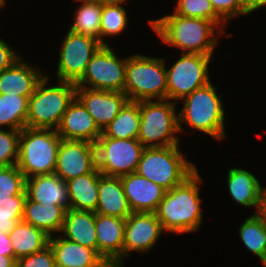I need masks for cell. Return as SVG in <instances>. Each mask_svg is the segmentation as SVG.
I'll return each instance as SVG.
<instances>
[{"instance_id": "obj_1", "label": "cell", "mask_w": 266, "mask_h": 267, "mask_svg": "<svg viewBox=\"0 0 266 267\" xmlns=\"http://www.w3.org/2000/svg\"><path fill=\"white\" fill-rule=\"evenodd\" d=\"M147 20L150 31L168 47L180 53L215 56L219 40L225 34L213 21L184 17L174 12Z\"/></svg>"}, {"instance_id": "obj_2", "label": "cell", "mask_w": 266, "mask_h": 267, "mask_svg": "<svg viewBox=\"0 0 266 267\" xmlns=\"http://www.w3.org/2000/svg\"><path fill=\"white\" fill-rule=\"evenodd\" d=\"M199 170L180 185L167 190L154 212L166 234H194L200 231L205 209L202 206L200 187L205 180Z\"/></svg>"}, {"instance_id": "obj_3", "label": "cell", "mask_w": 266, "mask_h": 267, "mask_svg": "<svg viewBox=\"0 0 266 267\" xmlns=\"http://www.w3.org/2000/svg\"><path fill=\"white\" fill-rule=\"evenodd\" d=\"M212 82L198 88L180 100L183 103L178 109L180 136L187 135L189 132H199L201 135H206L207 138L211 137L219 144L220 141H225L227 136V131H225L227 129L225 127L227 110H225L223 103V95H220L217 91L219 89L218 85L215 86ZM184 126L189 129H185Z\"/></svg>"}, {"instance_id": "obj_4", "label": "cell", "mask_w": 266, "mask_h": 267, "mask_svg": "<svg viewBox=\"0 0 266 267\" xmlns=\"http://www.w3.org/2000/svg\"><path fill=\"white\" fill-rule=\"evenodd\" d=\"M51 78L54 77L46 73L30 96L26 127L56 130L76 97L75 83L55 80L53 84Z\"/></svg>"}, {"instance_id": "obj_5", "label": "cell", "mask_w": 266, "mask_h": 267, "mask_svg": "<svg viewBox=\"0 0 266 267\" xmlns=\"http://www.w3.org/2000/svg\"><path fill=\"white\" fill-rule=\"evenodd\" d=\"M182 146L144 148L136 173L171 190L183 183L198 168L181 152ZM181 149V150H180Z\"/></svg>"}, {"instance_id": "obj_6", "label": "cell", "mask_w": 266, "mask_h": 267, "mask_svg": "<svg viewBox=\"0 0 266 267\" xmlns=\"http://www.w3.org/2000/svg\"><path fill=\"white\" fill-rule=\"evenodd\" d=\"M124 93L129 101L166 100L165 56L158 58L143 53L129 55L126 64Z\"/></svg>"}, {"instance_id": "obj_7", "label": "cell", "mask_w": 266, "mask_h": 267, "mask_svg": "<svg viewBox=\"0 0 266 267\" xmlns=\"http://www.w3.org/2000/svg\"><path fill=\"white\" fill-rule=\"evenodd\" d=\"M61 140L55 129L25 127L20 131L17 166L25 179L55 172Z\"/></svg>"}, {"instance_id": "obj_8", "label": "cell", "mask_w": 266, "mask_h": 267, "mask_svg": "<svg viewBox=\"0 0 266 267\" xmlns=\"http://www.w3.org/2000/svg\"><path fill=\"white\" fill-rule=\"evenodd\" d=\"M178 104L168 99L140 102L141 121L137 139L145 148L181 145Z\"/></svg>"}, {"instance_id": "obj_9", "label": "cell", "mask_w": 266, "mask_h": 267, "mask_svg": "<svg viewBox=\"0 0 266 267\" xmlns=\"http://www.w3.org/2000/svg\"><path fill=\"white\" fill-rule=\"evenodd\" d=\"M215 57L200 54L180 53L169 66L166 62L167 99L180 100L211 82V65ZM167 59V60H166ZM168 65V66H167Z\"/></svg>"}, {"instance_id": "obj_10", "label": "cell", "mask_w": 266, "mask_h": 267, "mask_svg": "<svg viewBox=\"0 0 266 267\" xmlns=\"http://www.w3.org/2000/svg\"><path fill=\"white\" fill-rule=\"evenodd\" d=\"M127 57H121L111 45H102L88 63L76 87L124 92Z\"/></svg>"}, {"instance_id": "obj_11", "label": "cell", "mask_w": 266, "mask_h": 267, "mask_svg": "<svg viewBox=\"0 0 266 267\" xmlns=\"http://www.w3.org/2000/svg\"><path fill=\"white\" fill-rule=\"evenodd\" d=\"M95 146L97 169L102 175L110 177L136 172L145 148L138 139H112L103 134Z\"/></svg>"}, {"instance_id": "obj_12", "label": "cell", "mask_w": 266, "mask_h": 267, "mask_svg": "<svg viewBox=\"0 0 266 267\" xmlns=\"http://www.w3.org/2000/svg\"><path fill=\"white\" fill-rule=\"evenodd\" d=\"M59 43L56 68V80L76 83L84 74L93 55L102 44L99 40L66 31Z\"/></svg>"}, {"instance_id": "obj_13", "label": "cell", "mask_w": 266, "mask_h": 267, "mask_svg": "<svg viewBox=\"0 0 266 267\" xmlns=\"http://www.w3.org/2000/svg\"><path fill=\"white\" fill-rule=\"evenodd\" d=\"M165 233L155 213L132 212L125 221L123 262L130 260L134 252L140 255L152 253Z\"/></svg>"}, {"instance_id": "obj_14", "label": "cell", "mask_w": 266, "mask_h": 267, "mask_svg": "<svg viewBox=\"0 0 266 267\" xmlns=\"http://www.w3.org/2000/svg\"><path fill=\"white\" fill-rule=\"evenodd\" d=\"M54 173L64 181L87 173H99L95 144L62 139Z\"/></svg>"}, {"instance_id": "obj_15", "label": "cell", "mask_w": 266, "mask_h": 267, "mask_svg": "<svg viewBox=\"0 0 266 267\" xmlns=\"http://www.w3.org/2000/svg\"><path fill=\"white\" fill-rule=\"evenodd\" d=\"M76 98L91 114L101 131L129 101L124 92L93 90L85 87H76Z\"/></svg>"}, {"instance_id": "obj_16", "label": "cell", "mask_w": 266, "mask_h": 267, "mask_svg": "<svg viewBox=\"0 0 266 267\" xmlns=\"http://www.w3.org/2000/svg\"><path fill=\"white\" fill-rule=\"evenodd\" d=\"M22 56L0 73V94L30 97L47 72ZM33 63V64H32Z\"/></svg>"}, {"instance_id": "obj_17", "label": "cell", "mask_w": 266, "mask_h": 267, "mask_svg": "<svg viewBox=\"0 0 266 267\" xmlns=\"http://www.w3.org/2000/svg\"><path fill=\"white\" fill-rule=\"evenodd\" d=\"M226 172V189L231 200L244 208L254 209L251 212L253 214L259 213L264 187L257 175L250 170L232 166Z\"/></svg>"}, {"instance_id": "obj_18", "label": "cell", "mask_w": 266, "mask_h": 267, "mask_svg": "<svg viewBox=\"0 0 266 267\" xmlns=\"http://www.w3.org/2000/svg\"><path fill=\"white\" fill-rule=\"evenodd\" d=\"M56 131L64 140L86 141L93 144L102 135L91 114L76 97L63 114Z\"/></svg>"}, {"instance_id": "obj_19", "label": "cell", "mask_w": 266, "mask_h": 267, "mask_svg": "<svg viewBox=\"0 0 266 267\" xmlns=\"http://www.w3.org/2000/svg\"><path fill=\"white\" fill-rule=\"evenodd\" d=\"M132 212H155L166 189L136 172L120 177Z\"/></svg>"}, {"instance_id": "obj_20", "label": "cell", "mask_w": 266, "mask_h": 267, "mask_svg": "<svg viewBox=\"0 0 266 267\" xmlns=\"http://www.w3.org/2000/svg\"><path fill=\"white\" fill-rule=\"evenodd\" d=\"M124 218L95 213L98 254L105 261L123 262Z\"/></svg>"}, {"instance_id": "obj_21", "label": "cell", "mask_w": 266, "mask_h": 267, "mask_svg": "<svg viewBox=\"0 0 266 267\" xmlns=\"http://www.w3.org/2000/svg\"><path fill=\"white\" fill-rule=\"evenodd\" d=\"M27 197L46 205H60L70 209L67 182L55 173L36 175L25 179Z\"/></svg>"}, {"instance_id": "obj_22", "label": "cell", "mask_w": 266, "mask_h": 267, "mask_svg": "<svg viewBox=\"0 0 266 267\" xmlns=\"http://www.w3.org/2000/svg\"><path fill=\"white\" fill-rule=\"evenodd\" d=\"M49 245L55 256L56 267H99L105 261L95 250L60 234L50 236Z\"/></svg>"}, {"instance_id": "obj_23", "label": "cell", "mask_w": 266, "mask_h": 267, "mask_svg": "<svg viewBox=\"0 0 266 267\" xmlns=\"http://www.w3.org/2000/svg\"><path fill=\"white\" fill-rule=\"evenodd\" d=\"M98 188L95 213L124 219L132 213L120 177L104 176L99 172Z\"/></svg>"}, {"instance_id": "obj_24", "label": "cell", "mask_w": 266, "mask_h": 267, "mask_svg": "<svg viewBox=\"0 0 266 267\" xmlns=\"http://www.w3.org/2000/svg\"><path fill=\"white\" fill-rule=\"evenodd\" d=\"M60 235L98 253L95 212L72 208L66 210Z\"/></svg>"}, {"instance_id": "obj_25", "label": "cell", "mask_w": 266, "mask_h": 267, "mask_svg": "<svg viewBox=\"0 0 266 267\" xmlns=\"http://www.w3.org/2000/svg\"><path fill=\"white\" fill-rule=\"evenodd\" d=\"M66 209L60 205H46L26 198L22 220L43 230L49 237L61 232Z\"/></svg>"}, {"instance_id": "obj_26", "label": "cell", "mask_w": 266, "mask_h": 267, "mask_svg": "<svg viewBox=\"0 0 266 267\" xmlns=\"http://www.w3.org/2000/svg\"><path fill=\"white\" fill-rule=\"evenodd\" d=\"M16 259L42 251L49 245V236L41 229L21 220L8 233Z\"/></svg>"}, {"instance_id": "obj_27", "label": "cell", "mask_w": 266, "mask_h": 267, "mask_svg": "<svg viewBox=\"0 0 266 267\" xmlns=\"http://www.w3.org/2000/svg\"><path fill=\"white\" fill-rule=\"evenodd\" d=\"M66 182L70 208L95 212L98 205L99 173H87Z\"/></svg>"}, {"instance_id": "obj_28", "label": "cell", "mask_w": 266, "mask_h": 267, "mask_svg": "<svg viewBox=\"0 0 266 267\" xmlns=\"http://www.w3.org/2000/svg\"><path fill=\"white\" fill-rule=\"evenodd\" d=\"M140 121V102L128 101L102 134L112 139H137Z\"/></svg>"}, {"instance_id": "obj_29", "label": "cell", "mask_w": 266, "mask_h": 267, "mask_svg": "<svg viewBox=\"0 0 266 267\" xmlns=\"http://www.w3.org/2000/svg\"><path fill=\"white\" fill-rule=\"evenodd\" d=\"M132 0H115L102 6L100 24V43L109 45L107 39L120 37L129 26V10L125 9L127 2Z\"/></svg>"}, {"instance_id": "obj_30", "label": "cell", "mask_w": 266, "mask_h": 267, "mask_svg": "<svg viewBox=\"0 0 266 267\" xmlns=\"http://www.w3.org/2000/svg\"><path fill=\"white\" fill-rule=\"evenodd\" d=\"M238 235L246 250L262 261L266 257V224L259 213L250 214L238 226Z\"/></svg>"}, {"instance_id": "obj_31", "label": "cell", "mask_w": 266, "mask_h": 267, "mask_svg": "<svg viewBox=\"0 0 266 267\" xmlns=\"http://www.w3.org/2000/svg\"><path fill=\"white\" fill-rule=\"evenodd\" d=\"M76 9L73 11V22L68 26L69 30L79 35L93 37L100 41V24L102 5L75 0Z\"/></svg>"}, {"instance_id": "obj_32", "label": "cell", "mask_w": 266, "mask_h": 267, "mask_svg": "<svg viewBox=\"0 0 266 267\" xmlns=\"http://www.w3.org/2000/svg\"><path fill=\"white\" fill-rule=\"evenodd\" d=\"M29 98L0 94V128L21 131L26 127Z\"/></svg>"}, {"instance_id": "obj_33", "label": "cell", "mask_w": 266, "mask_h": 267, "mask_svg": "<svg viewBox=\"0 0 266 267\" xmlns=\"http://www.w3.org/2000/svg\"><path fill=\"white\" fill-rule=\"evenodd\" d=\"M174 6L175 14L213 21L225 33L226 39L233 36V33H226L229 25L215 12L210 0H177Z\"/></svg>"}, {"instance_id": "obj_34", "label": "cell", "mask_w": 266, "mask_h": 267, "mask_svg": "<svg viewBox=\"0 0 266 267\" xmlns=\"http://www.w3.org/2000/svg\"><path fill=\"white\" fill-rule=\"evenodd\" d=\"M26 198L25 190L20 195L0 198V232L9 233L22 220Z\"/></svg>"}, {"instance_id": "obj_35", "label": "cell", "mask_w": 266, "mask_h": 267, "mask_svg": "<svg viewBox=\"0 0 266 267\" xmlns=\"http://www.w3.org/2000/svg\"><path fill=\"white\" fill-rule=\"evenodd\" d=\"M25 190V177L17 164L0 166V198L20 195Z\"/></svg>"}, {"instance_id": "obj_36", "label": "cell", "mask_w": 266, "mask_h": 267, "mask_svg": "<svg viewBox=\"0 0 266 267\" xmlns=\"http://www.w3.org/2000/svg\"><path fill=\"white\" fill-rule=\"evenodd\" d=\"M20 131L0 128V166L17 164L19 158Z\"/></svg>"}, {"instance_id": "obj_37", "label": "cell", "mask_w": 266, "mask_h": 267, "mask_svg": "<svg viewBox=\"0 0 266 267\" xmlns=\"http://www.w3.org/2000/svg\"><path fill=\"white\" fill-rule=\"evenodd\" d=\"M215 12L228 24L247 16L243 0H210Z\"/></svg>"}, {"instance_id": "obj_38", "label": "cell", "mask_w": 266, "mask_h": 267, "mask_svg": "<svg viewBox=\"0 0 266 267\" xmlns=\"http://www.w3.org/2000/svg\"><path fill=\"white\" fill-rule=\"evenodd\" d=\"M16 267H56L53 250L48 245L42 251L19 258Z\"/></svg>"}, {"instance_id": "obj_39", "label": "cell", "mask_w": 266, "mask_h": 267, "mask_svg": "<svg viewBox=\"0 0 266 267\" xmlns=\"http://www.w3.org/2000/svg\"><path fill=\"white\" fill-rule=\"evenodd\" d=\"M23 55L9 42L0 37V73L12 66Z\"/></svg>"}, {"instance_id": "obj_40", "label": "cell", "mask_w": 266, "mask_h": 267, "mask_svg": "<svg viewBox=\"0 0 266 267\" xmlns=\"http://www.w3.org/2000/svg\"><path fill=\"white\" fill-rule=\"evenodd\" d=\"M0 255L14 256V250L8 233L0 232Z\"/></svg>"}, {"instance_id": "obj_41", "label": "cell", "mask_w": 266, "mask_h": 267, "mask_svg": "<svg viewBox=\"0 0 266 267\" xmlns=\"http://www.w3.org/2000/svg\"><path fill=\"white\" fill-rule=\"evenodd\" d=\"M246 7V14L250 16L259 9L266 8V0H243Z\"/></svg>"}, {"instance_id": "obj_42", "label": "cell", "mask_w": 266, "mask_h": 267, "mask_svg": "<svg viewBox=\"0 0 266 267\" xmlns=\"http://www.w3.org/2000/svg\"><path fill=\"white\" fill-rule=\"evenodd\" d=\"M16 261L14 256L0 255V267H16Z\"/></svg>"}, {"instance_id": "obj_43", "label": "cell", "mask_w": 266, "mask_h": 267, "mask_svg": "<svg viewBox=\"0 0 266 267\" xmlns=\"http://www.w3.org/2000/svg\"><path fill=\"white\" fill-rule=\"evenodd\" d=\"M259 214L262 216V218L265 221L266 224V186H264L262 196H261V207L259 210Z\"/></svg>"}, {"instance_id": "obj_44", "label": "cell", "mask_w": 266, "mask_h": 267, "mask_svg": "<svg viewBox=\"0 0 266 267\" xmlns=\"http://www.w3.org/2000/svg\"><path fill=\"white\" fill-rule=\"evenodd\" d=\"M99 267H126V265L121 261H104Z\"/></svg>"}, {"instance_id": "obj_45", "label": "cell", "mask_w": 266, "mask_h": 267, "mask_svg": "<svg viewBox=\"0 0 266 267\" xmlns=\"http://www.w3.org/2000/svg\"><path fill=\"white\" fill-rule=\"evenodd\" d=\"M79 1H83V2H87V3H94V4H99V5H106L108 3H111L115 0H79Z\"/></svg>"}, {"instance_id": "obj_46", "label": "cell", "mask_w": 266, "mask_h": 267, "mask_svg": "<svg viewBox=\"0 0 266 267\" xmlns=\"http://www.w3.org/2000/svg\"><path fill=\"white\" fill-rule=\"evenodd\" d=\"M7 1L8 0H0V10L7 7L6 5H8L10 3V2L7 3Z\"/></svg>"}, {"instance_id": "obj_47", "label": "cell", "mask_w": 266, "mask_h": 267, "mask_svg": "<svg viewBox=\"0 0 266 267\" xmlns=\"http://www.w3.org/2000/svg\"><path fill=\"white\" fill-rule=\"evenodd\" d=\"M262 265H263V267H266V257H265L264 260L262 261Z\"/></svg>"}]
</instances>
